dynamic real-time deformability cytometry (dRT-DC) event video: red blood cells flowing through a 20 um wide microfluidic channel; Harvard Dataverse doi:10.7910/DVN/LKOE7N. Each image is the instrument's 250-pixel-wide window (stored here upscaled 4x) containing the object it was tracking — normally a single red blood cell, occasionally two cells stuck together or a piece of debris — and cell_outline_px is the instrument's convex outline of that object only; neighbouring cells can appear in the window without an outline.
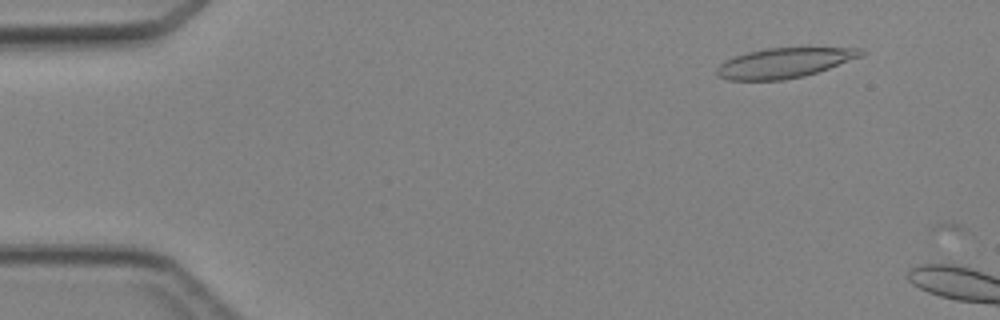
{"species": "Egyptian fruit bat (a non-hibernating species)", "species_latin": "Rousettus aegyptiacus", "temperature_condition": "cold", "stored_images_in_passage": 6, "camera_frame_rate_fps": 3000, "um_per_image_px": 0.085, "animal": {"sex": "female"}, "frame": {"image": 1, "passage_image": 5, "time_ms": 1.333, "image_size_px": [1000, 320], "cell_outline_px": [[864, 56], [804, 76], [784, 80], [728, 80], [716, 76], [716, 68], [720, 64], [736, 56], [748, 52], [768, 48], [860, 48], [864, 52]], "centroid_in_image_um": [66.66, 5.35], "position_along_channel_um": 18.3, "area_um2": 24.91}}